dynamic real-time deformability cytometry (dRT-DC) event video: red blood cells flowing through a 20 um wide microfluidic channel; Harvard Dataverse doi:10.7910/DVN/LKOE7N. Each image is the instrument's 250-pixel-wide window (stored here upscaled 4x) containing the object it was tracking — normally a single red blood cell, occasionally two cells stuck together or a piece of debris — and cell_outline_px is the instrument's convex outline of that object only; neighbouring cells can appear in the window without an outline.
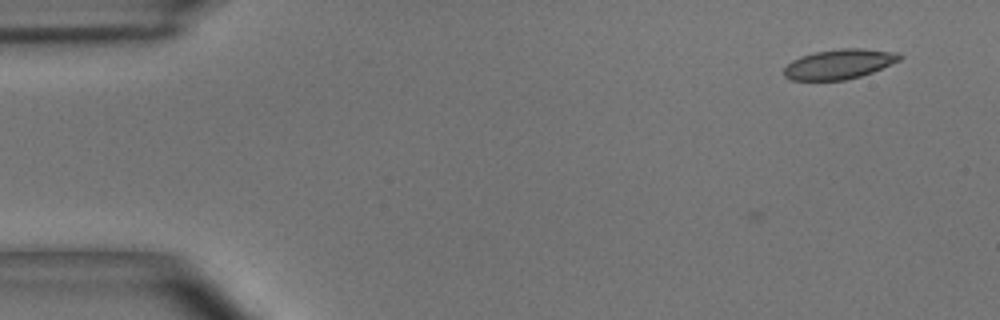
{"species": "common noctule bat (a hibernating species)", "species_latin": "Nyctalus noctula", "temperature_condition": "room temperature", "stored_images_in_passage": 2, "camera_frame_rate_fps": 3000, "um_per_image_px": 0.085, "animal": {"sex": "male", "body_mass_g": 15.6}, "frame": {"image": 1, "passage_image": 2, "time_ms": 0.333, "image_size_px": [1000, 320], "cell_outline_px": [[904, 56], [900, 60], [872, 72], [860, 76], [844, 80], [792, 80], [784, 76], [784, 68], [792, 60], [800, 56], [816, 52], [840, 48], [864, 48], [900, 52]], "centroid_in_image_um": [71.36, 5.43], "position_along_channel_um": 13.6, "area_um2": 20.17}}